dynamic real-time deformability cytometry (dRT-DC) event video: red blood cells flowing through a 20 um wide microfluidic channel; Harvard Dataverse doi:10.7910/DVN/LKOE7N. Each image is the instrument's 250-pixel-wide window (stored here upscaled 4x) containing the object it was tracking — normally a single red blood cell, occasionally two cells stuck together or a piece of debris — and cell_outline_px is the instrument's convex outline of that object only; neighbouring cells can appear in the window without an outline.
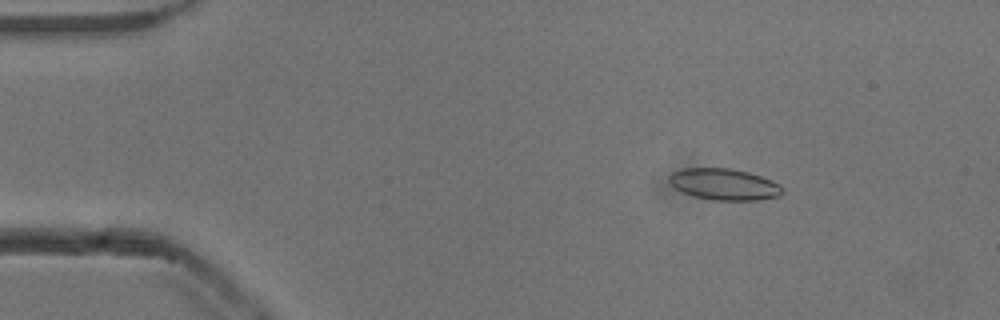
{"species": "common noctule bat (a hibernating species)", "species_latin": "Nyctalus noctula", "temperature_condition": "cold", "stored_images_in_passage": 51, "camera_frame_rate_fps": 3000, "um_per_image_px": 0.085, "animal": {"sex": "male", "body_mass_g": 13.3}, "frame": {"image": 1, "passage_image": 6, "time_ms": 1.667, "image_size_px": [1000, 320], "cell_outline_px": [[784, 192], [780, 196], [760, 200], [712, 200], [692, 196], [676, 188], [668, 180], [668, 176], [672, 172], [680, 168], [732, 168], [748, 172], [772, 180], [780, 184], [784, 188]], "centroid_in_image_um": [61.58, 15.66], "position_along_channel_um": 23.4, "area_um2": 20.98}}
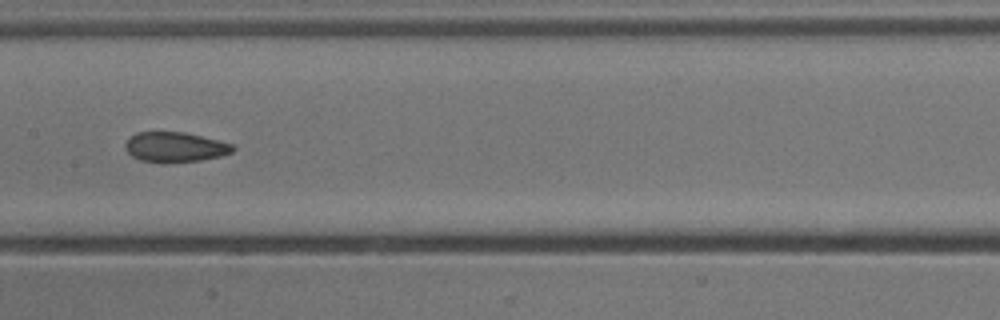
{"frame": {"image": 2, "passage_image": 25, "time_ms": 8.0, "image_size_px": [1000, 320], "cell_outline_px": [[236, 148], [232, 152], [220, 156], [200, 160], [164, 164], [140, 160], [132, 156], [124, 148], [124, 144], [136, 132], [184, 132], [236, 144]], "centroid_in_image_um": [14.9, 12.51], "position_along_channel_um": 192.5, "area_um2": 19.07}}
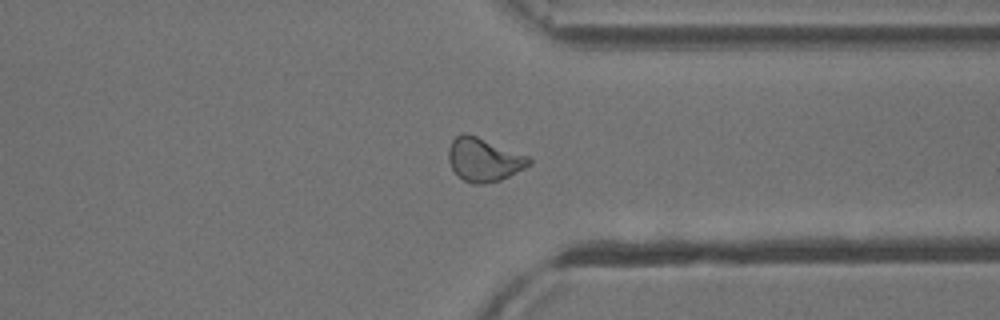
{"frame": {"image": 3, "passage_image": 39, "time_ms": 12.667, "image_size_px": [1000, 320], "cell_outline_px": [[532, 164], [500, 180], [484, 184], [472, 184], [464, 180], [452, 168], [448, 160], [448, 148], [452, 140], [460, 132], [468, 132], [528, 156], [532, 160]], "centroid_in_image_um": [41.11, 13.54], "position_along_channel_um": 370.3, "area_um2": 20.46}, "authors_computed_cell_mechanics": {"area_um2": 20.2878, "velocity_mm_per_s": 3.8475, "shape_relaxation_time_tau1_ms": null, "shape_relaxation_time_tau2_ms": 1.8473, "deformation_change_tau1": null, "deformation_change_tau2": 0.08}}